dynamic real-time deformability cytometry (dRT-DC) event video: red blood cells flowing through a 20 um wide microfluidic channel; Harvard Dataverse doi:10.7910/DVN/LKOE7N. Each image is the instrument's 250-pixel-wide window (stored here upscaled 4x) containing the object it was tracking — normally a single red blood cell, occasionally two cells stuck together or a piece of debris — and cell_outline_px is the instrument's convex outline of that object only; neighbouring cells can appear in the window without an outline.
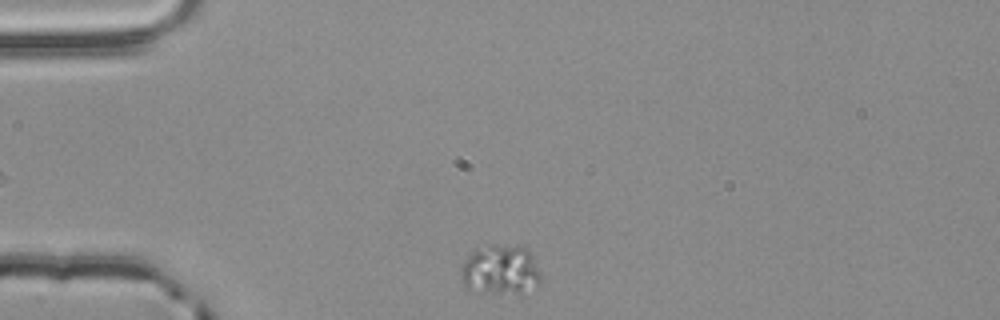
{"species": "common noctule bat (a hibernating species)", "species_latin": "Nyctalus noctula", "temperature_condition": "room temperature", "stored_images_in_passage": 1, "camera_frame_rate_fps": 3000, "um_per_image_px": 0.085, "animal": {"sex": "male", "body_mass_g": 20.4}, "frame": {"image": 1, "passage_image": 1, "time_ms": 0.0, "image_size_px": [1000, 320], "cell_outline_px": [[540, 284], [520, 292], [480, 292], [464, 288], [460, 280], [460, 264], [476, 248], [488, 244], [496, 244], [528, 248], [540, 272]], "centroid_in_image_um": [42.46, 22.91], "position_along_channel_um": 42.5, "area_um2": 23.29}}